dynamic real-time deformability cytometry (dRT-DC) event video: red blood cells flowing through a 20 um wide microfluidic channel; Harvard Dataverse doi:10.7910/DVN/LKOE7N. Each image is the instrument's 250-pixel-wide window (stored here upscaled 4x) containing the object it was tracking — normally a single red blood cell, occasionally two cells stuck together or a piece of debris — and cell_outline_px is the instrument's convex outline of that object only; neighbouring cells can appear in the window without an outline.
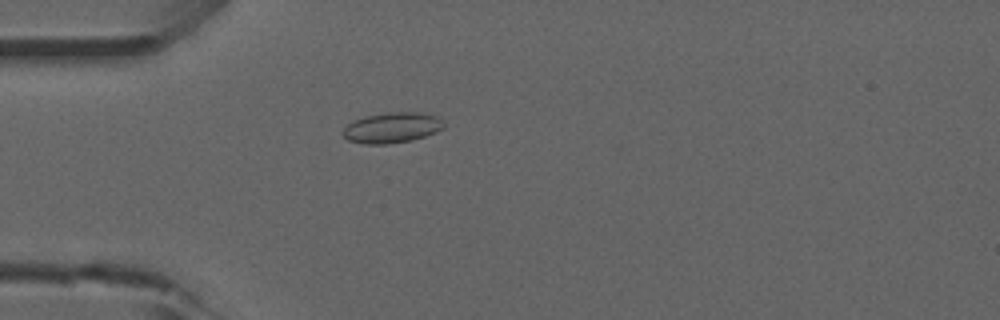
{"species": "common noctule bat (a hibernating species)", "species_latin": "Nyctalus noctula", "temperature_condition": "room temperature", "stored_images_in_passage": 53, "camera_frame_rate_fps": 3000, "um_per_image_px": 0.085, "animal": {"sex": "male", "forearm_length_mm": 52.5}, "frame": {"image": 1, "passage_image": 15, "time_ms": 4.667, "image_size_px": [1000, 320], "cell_outline_px": [[444, 128], [436, 132], [412, 140], [388, 144], [364, 144], [348, 140], [340, 132], [352, 120], [368, 116], [388, 112], [424, 112], [436, 116], [444, 124]], "centroid_in_image_um": [33.3, 10.85], "position_along_channel_um": 51.7, "area_um2": 17.98}}
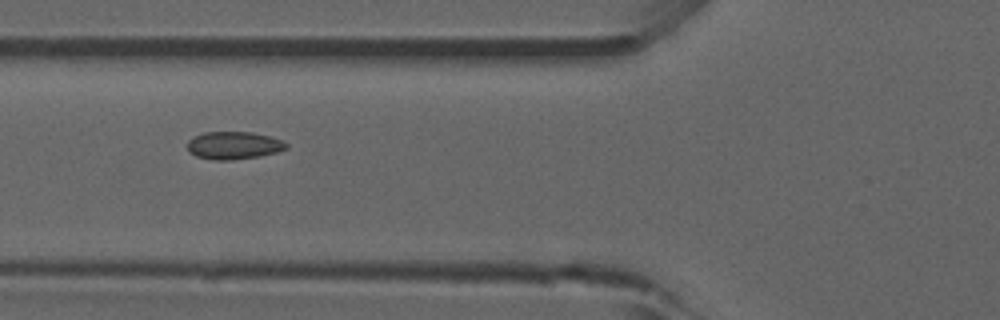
{"frame": {"image": 2, "passage_image": 20, "time_ms": 6.333, "image_size_px": [1000, 320], "cell_outline_px": [[288, 148], [276, 152], [260, 156], [232, 160], [212, 160], [196, 156], [188, 152], [188, 140], [192, 136], [204, 132], [252, 132], [272, 136], [284, 140], [288, 144]], "centroid_in_image_um": [19.88, 12.35], "position_along_channel_um": 105.9, "area_um2": 16.24}}
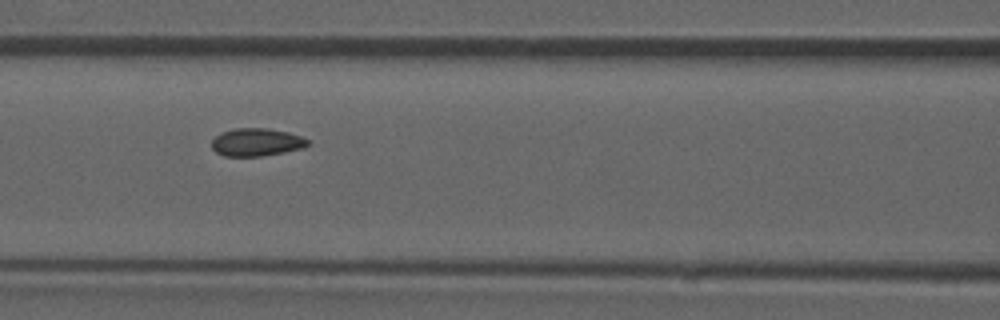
{"frame": {"image": 3, "passage_image": 23, "time_ms": 7.333, "image_size_px": [1000, 320], "cell_outline_px": [[308, 144], [304, 148], [284, 152], [260, 156], [224, 156], [216, 152], [212, 148], [212, 140], [220, 132], [236, 128], [268, 128], [288, 132], [300, 136], [308, 140]], "centroid_in_image_um": [21.78, 12.08], "position_along_channel_um": 144.8, "area_um2": 15.55}, "authors_computed_cell_mechanics": {"area_um2": 15.7794, "velocity_mm_per_s": 3.8505, "shape_relaxation_time_tau1_ms": null, "shape_relaxation_time_tau2_ms": 1.1088, "deformation_change_tau1": null, "deformation_change_tau2": 0.0359}}